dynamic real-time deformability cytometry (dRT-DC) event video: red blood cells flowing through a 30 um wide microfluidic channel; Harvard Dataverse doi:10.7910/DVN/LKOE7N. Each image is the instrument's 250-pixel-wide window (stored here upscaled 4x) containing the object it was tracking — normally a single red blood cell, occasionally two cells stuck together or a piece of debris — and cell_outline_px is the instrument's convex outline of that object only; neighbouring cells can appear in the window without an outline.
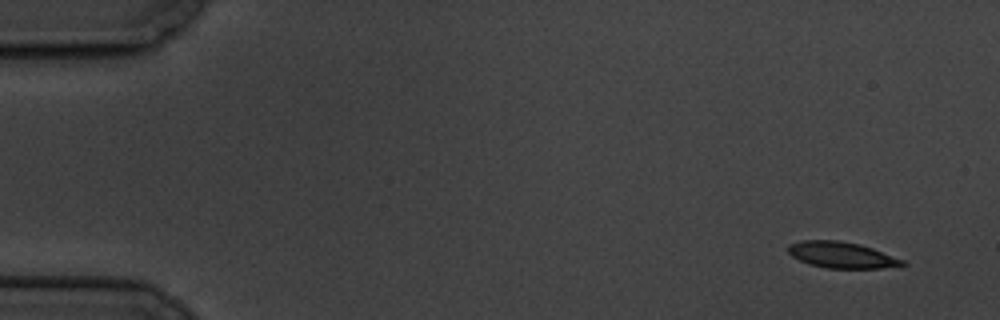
{"species": "common noctule bat (a hibernating species)", "species_latin": "Nyctalus noctula", "temperature_condition": "cold", "stored_images_in_passage": 5, "camera_frame_rate_fps": 3000, "um_per_image_px": 0.085, "animal": {"sex": "male", "body_mass_g": 19.5, "forearm_length_mm": 54.6}, "frame": {"image": 1, "passage_image": 1, "time_ms": 0.0, "image_size_px": [1000, 320], "cell_outline_px": [[908, 264], [904, 268], [828, 268], [808, 264], [792, 256], [788, 252], [788, 244], [800, 240], [836, 240], [860, 244], [872, 248], [904, 260]], "centroid_in_image_um": [71.6, 21.68], "position_along_channel_um": 13.4, "area_um2": 17.69}}
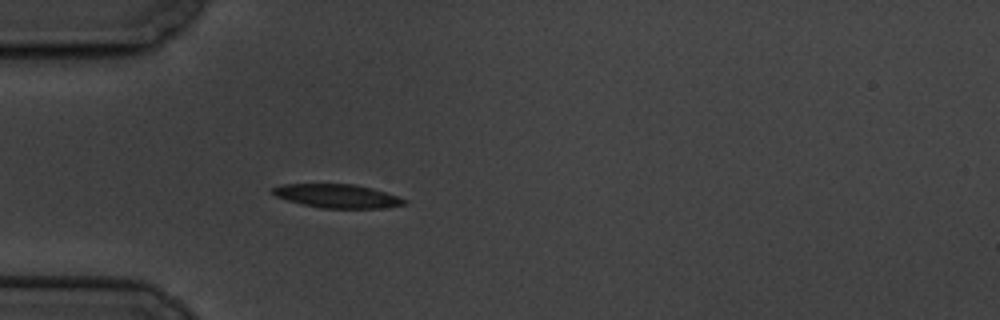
{"frame": {"image": 2, "passage_image": 5, "time_ms": 4.667, "image_size_px": [1000, 320], "cell_outline_px": [[408, 200], [404, 204], [384, 208], [320, 208], [288, 200], [276, 196], [272, 192], [272, 188], [284, 184], [356, 184], [372, 188]], "centroid_in_image_um": [28.68, 16.66], "position_along_channel_um": 56.3, "area_um2": 17.92}}